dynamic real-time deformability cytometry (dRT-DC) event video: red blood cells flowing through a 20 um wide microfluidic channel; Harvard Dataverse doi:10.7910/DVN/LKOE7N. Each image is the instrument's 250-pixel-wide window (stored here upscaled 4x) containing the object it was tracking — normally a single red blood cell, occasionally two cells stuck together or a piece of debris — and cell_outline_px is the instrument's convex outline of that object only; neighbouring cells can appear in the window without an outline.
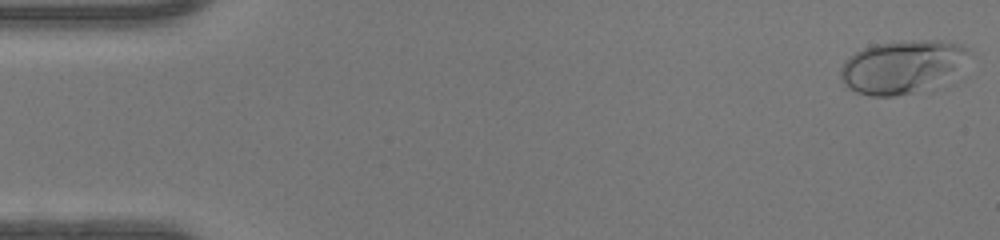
{"species": "human", "species_latin": "Homo sapiens", "temperature_condition": "warm", "stored_images_in_passage": 47, "camera_frame_rate_fps": 3000, "um_per_image_px": 0.085, "donor": {"sex": "female"}, "frame": {"image": 1, "passage_image": 1, "time_ms": 0.0, "image_size_px": [1000, 240], "cell_outline_px": [[968, 52], [948, 72], [924, 88], [912, 92], [892, 96], [872, 96], [856, 92], [848, 88], [840, 76], [840, 68], [844, 60], [848, 56], [864, 48], [876, 44], [900, 40], [944, 40], [964, 44], [968, 48]], "centroid_in_image_um": [76.49, 5.62], "position_along_channel_um": 8.5, "area_um2": 37.97}}
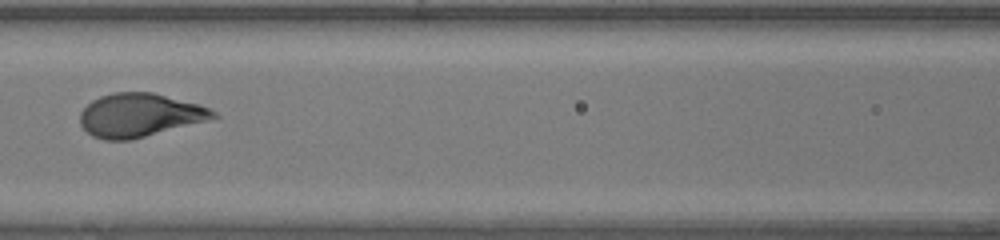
{"frame": {"image": 2, "passage_image": 21, "time_ms": 6.667, "image_size_px": [1000, 240], "cell_outline_px": [[220, 116], [132, 140], [104, 140], [92, 136], [80, 124], [80, 112], [92, 100], [100, 96], [112, 92], [152, 92], [200, 104], [216, 112]], "centroid_in_image_um": [11.84, 9.78], "position_along_channel_um": 154.8, "area_um2": 33.58}}
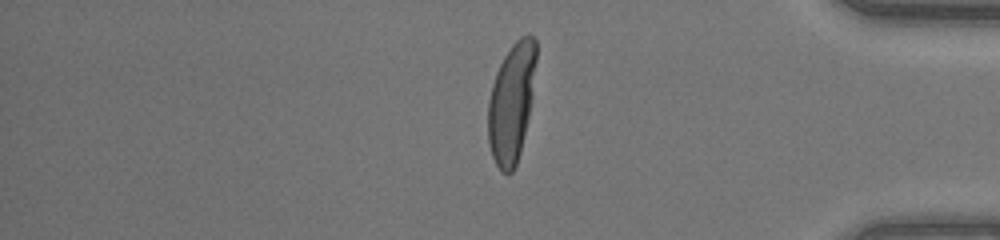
{"frame": {"image": 3, "passage_image": 39, "time_ms": 12.667, "image_size_px": [1000, 240], "cell_outline_px": [[536, 60], [532, 96], [528, 116], [520, 152], [516, 164], [512, 172], [508, 176], [496, 164], [492, 156], [488, 144], [488, 100], [492, 84], [496, 72], [504, 56], [512, 44], [520, 36], [532, 36], [536, 40]], "centroid_in_image_um": [43.46, 8.72], "position_along_channel_um": 391.7, "area_um2": 33.18}, "authors_computed_cell_mechanics": {"area_um2": 33.6974, "velocity_mm_per_s": 4.4031, "shape_relaxation_time_tau1_ms": 3.9707, "shape_relaxation_time_tau2_ms": null, "deformation_change_tau1": 0.216, "deformation_change_tau2": null}}